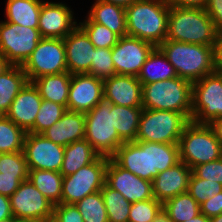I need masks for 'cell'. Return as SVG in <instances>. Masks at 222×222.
I'll return each mask as SVG.
<instances>
[{
  "mask_svg": "<svg viewBox=\"0 0 222 222\" xmlns=\"http://www.w3.org/2000/svg\"><path fill=\"white\" fill-rule=\"evenodd\" d=\"M27 82V76L20 65H11L0 75V115L6 114Z\"/></svg>",
  "mask_w": 222,
  "mask_h": 222,
  "instance_id": "f1b7e54d",
  "label": "cell"
},
{
  "mask_svg": "<svg viewBox=\"0 0 222 222\" xmlns=\"http://www.w3.org/2000/svg\"><path fill=\"white\" fill-rule=\"evenodd\" d=\"M142 111L143 107H126L112 104L113 126L124 143L136 141Z\"/></svg>",
  "mask_w": 222,
  "mask_h": 222,
  "instance_id": "f546056e",
  "label": "cell"
},
{
  "mask_svg": "<svg viewBox=\"0 0 222 222\" xmlns=\"http://www.w3.org/2000/svg\"><path fill=\"white\" fill-rule=\"evenodd\" d=\"M158 48L173 65L177 76L192 83L218 70L216 46L166 39Z\"/></svg>",
  "mask_w": 222,
  "mask_h": 222,
  "instance_id": "7a4b0ae2",
  "label": "cell"
},
{
  "mask_svg": "<svg viewBox=\"0 0 222 222\" xmlns=\"http://www.w3.org/2000/svg\"><path fill=\"white\" fill-rule=\"evenodd\" d=\"M216 62L218 70L222 71V32L218 33L216 44Z\"/></svg>",
  "mask_w": 222,
  "mask_h": 222,
  "instance_id": "f907efd6",
  "label": "cell"
},
{
  "mask_svg": "<svg viewBox=\"0 0 222 222\" xmlns=\"http://www.w3.org/2000/svg\"><path fill=\"white\" fill-rule=\"evenodd\" d=\"M71 75L67 71L45 75L34 79L32 82L37 87L43 100H49L67 108Z\"/></svg>",
  "mask_w": 222,
  "mask_h": 222,
  "instance_id": "d4e9b609",
  "label": "cell"
},
{
  "mask_svg": "<svg viewBox=\"0 0 222 222\" xmlns=\"http://www.w3.org/2000/svg\"><path fill=\"white\" fill-rule=\"evenodd\" d=\"M170 6L166 1H135L125 9L127 35L158 47L166 40Z\"/></svg>",
  "mask_w": 222,
  "mask_h": 222,
  "instance_id": "3957f363",
  "label": "cell"
},
{
  "mask_svg": "<svg viewBox=\"0 0 222 222\" xmlns=\"http://www.w3.org/2000/svg\"><path fill=\"white\" fill-rule=\"evenodd\" d=\"M111 158L120 167L152 182L159 172L180 162L179 145L144 141L125 142Z\"/></svg>",
  "mask_w": 222,
  "mask_h": 222,
  "instance_id": "6da1fadb",
  "label": "cell"
},
{
  "mask_svg": "<svg viewBox=\"0 0 222 222\" xmlns=\"http://www.w3.org/2000/svg\"><path fill=\"white\" fill-rule=\"evenodd\" d=\"M222 117V71L206 75L192 84V122L209 124Z\"/></svg>",
  "mask_w": 222,
  "mask_h": 222,
  "instance_id": "9c48e42d",
  "label": "cell"
},
{
  "mask_svg": "<svg viewBox=\"0 0 222 222\" xmlns=\"http://www.w3.org/2000/svg\"><path fill=\"white\" fill-rule=\"evenodd\" d=\"M136 1H166V0H136Z\"/></svg>",
  "mask_w": 222,
  "mask_h": 222,
  "instance_id": "91938a15",
  "label": "cell"
},
{
  "mask_svg": "<svg viewBox=\"0 0 222 222\" xmlns=\"http://www.w3.org/2000/svg\"><path fill=\"white\" fill-rule=\"evenodd\" d=\"M66 110L67 108L64 105L49 100H42L34 127L29 132L33 134H42L47 128L57 122Z\"/></svg>",
  "mask_w": 222,
  "mask_h": 222,
  "instance_id": "8d00e7d4",
  "label": "cell"
},
{
  "mask_svg": "<svg viewBox=\"0 0 222 222\" xmlns=\"http://www.w3.org/2000/svg\"><path fill=\"white\" fill-rule=\"evenodd\" d=\"M187 192L197 201L200 205L208 198L222 192V184L206 179L197 178L191 173L188 183Z\"/></svg>",
  "mask_w": 222,
  "mask_h": 222,
  "instance_id": "f35d334b",
  "label": "cell"
},
{
  "mask_svg": "<svg viewBox=\"0 0 222 222\" xmlns=\"http://www.w3.org/2000/svg\"><path fill=\"white\" fill-rule=\"evenodd\" d=\"M100 155L86 139L75 141L65 146L64 159L60 169L63 176L71 175L94 162Z\"/></svg>",
  "mask_w": 222,
  "mask_h": 222,
  "instance_id": "484cf974",
  "label": "cell"
},
{
  "mask_svg": "<svg viewBox=\"0 0 222 222\" xmlns=\"http://www.w3.org/2000/svg\"><path fill=\"white\" fill-rule=\"evenodd\" d=\"M12 218L10 198L0 194V222H8Z\"/></svg>",
  "mask_w": 222,
  "mask_h": 222,
  "instance_id": "7dc6e473",
  "label": "cell"
},
{
  "mask_svg": "<svg viewBox=\"0 0 222 222\" xmlns=\"http://www.w3.org/2000/svg\"><path fill=\"white\" fill-rule=\"evenodd\" d=\"M191 173L192 169L181 161L159 172L152 181L154 198L164 203L172 197L186 193Z\"/></svg>",
  "mask_w": 222,
  "mask_h": 222,
  "instance_id": "7402d4cb",
  "label": "cell"
},
{
  "mask_svg": "<svg viewBox=\"0 0 222 222\" xmlns=\"http://www.w3.org/2000/svg\"><path fill=\"white\" fill-rule=\"evenodd\" d=\"M208 16L214 22L217 33L222 32V0H207L204 7Z\"/></svg>",
  "mask_w": 222,
  "mask_h": 222,
  "instance_id": "bcb514c9",
  "label": "cell"
},
{
  "mask_svg": "<svg viewBox=\"0 0 222 222\" xmlns=\"http://www.w3.org/2000/svg\"><path fill=\"white\" fill-rule=\"evenodd\" d=\"M163 209V203L156 198L132 203L128 222H153Z\"/></svg>",
  "mask_w": 222,
  "mask_h": 222,
  "instance_id": "ab89813d",
  "label": "cell"
},
{
  "mask_svg": "<svg viewBox=\"0 0 222 222\" xmlns=\"http://www.w3.org/2000/svg\"><path fill=\"white\" fill-rule=\"evenodd\" d=\"M28 179L53 204H61L63 175L50 170H29Z\"/></svg>",
  "mask_w": 222,
  "mask_h": 222,
  "instance_id": "4dcf8cb0",
  "label": "cell"
},
{
  "mask_svg": "<svg viewBox=\"0 0 222 222\" xmlns=\"http://www.w3.org/2000/svg\"><path fill=\"white\" fill-rule=\"evenodd\" d=\"M108 157L99 156L94 162L81 167L77 172L63 176V204H75L85 196L101 191L105 184Z\"/></svg>",
  "mask_w": 222,
  "mask_h": 222,
  "instance_id": "8fae6325",
  "label": "cell"
},
{
  "mask_svg": "<svg viewBox=\"0 0 222 222\" xmlns=\"http://www.w3.org/2000/svg\"><path fill=\"white\" fill-rule=\"evenodd\" d=\"M14 218L30 219L36 222L53 216L54 205L27 179L9 197Z\"/></svg>",
  "mask_w": 222,
  "mask_h": 222,
  "instance_id": "4fadbf2b",
  "label": "cell"
},
{
  "mask_svg": "<svg viewBox=\"0 0 222 222\" xmlns=\"http://www.w3.org/2000/svg\"><path fill=\"white\" fill-rule=\"evenodd\" d=\"M44 0H7V22L25 27L38 28L41 6Z\"/></svg>",
  "mask_w": 222,
  "mask_h": 222,
  "instance_id": "4316f807",
  "label": "cell"
},
{
  "mask_svg": "<svg viewBox=\"0 0 222 222\" xmlns=\"http://www.w3.org/2000/svg\"><path fill=\"white\" fill-rule=\"evenodd\" d=\"M155 46L129 35L119 38L112 48V61L116 74L137 77L148 55Z\"/></svg>",
  "mask_w": 222,
  "mask_h": 222,
  "instance_id": "9a60e30c",
  "label": "cell"
},
{
  "mask_svg": "<svg viewBox=\"0 0 222 222\" xmlns=\"http://www.w3.org/2000/svg\"><path fill=\"white\" fill-rule=\"evenodd\" d=\"M210 222H222V214L211 217Z\"/></svg>",
  "mask_w": 222,
  "mask_h": 222,
  "instance_id": "6f0895ef",
  "label": "cell"
},
{
  "mask_svg": "<svg viewBox=\"0 0 222 222\" xmlns=\"http://www.w3.org/2000/svg\"><path fill=\"white\" fill-rule=\"evenodd\" d=\"M107 3H112L114 5H118L121 6L123 8H127L129 7L133 2H135L136 0H101Z\"/></svg>",
  "mask_w": 222,
  "mask_h": 222,
  "instance_id": "816d5d0a",
  "label": "cell"
},
{
  "mask_svg": "<svg viewBox=\"0 0 222 222\" xmlns=\"http://www.w3.org/2000/svg\"><path fill=\"white\" fill-rule=\"evenodd\" d=\"M26 134L5 115H0V154L23 151Z\"/></svg>",
  "mask_w": 222,
  "mask_h": 222,
  "instance_id": "d6a6232c",
  "label": "cell"
},
{
  "mask_svg": "<svg viewBox=\"0 0 222 222\" xmlns=\"http://www.w3.org/2000/svg\"><path fill=\"white\" fill-rule=\"evenodd\" d=\"M0 173L8 176H28L29 170L23 151L1 153Z\"/></svg>",
  "mask_w": 222,
  "mask_h": 222,
  "instance_id": "60d3db41",
  "label": "cell"
},
{
  "mask_svg": "<svg viewBox=\"0 0 222 222\" xmlns=\"http://www.w3.org/2000/svg\"><path fill=\"white\" fill-rule=\"evenodd\" d=\"M175 77H177V73L173 65L158 47H155L148 55L137 76L142 85Z\"/></svg>",
  "mask_w": 222,
  "mask_h": 222,
  "instance_id": "83f0119b",
  "label": "cell"
},
{
  "mask_svg": "<svg viewBox=\"0 0 222 222\" xmlns=\"http://www.w3.org/2000/svg\"><path fill=\"white\" fill-rule=\"evenodd\" d=\"M105 184L119 191L130 203L153 199L152 182L141 179L120 167L112 158L108 159Z\"/></svg>",
  "mask_w": 222,
  "mask_h": 222,
  "instance_id": "2e32d148",
  "label": "cell"
},
{
  "mask_svg": "<svg viewBox=\"0 0 222 222\" xmlns=\"http://www.w3.org/2000/svg\"><path fill=\"white\" fill-rule=\"evenodd\" d=\"M73 14L65 3L44 1L38 25L41 37L64 39L78 26Z\"/></svg>",
  "mask_w": 222,
  "mask_h": 222,
  "instance_id": "e0dca14e",
  "label": "cell"
},
{
  "mask_svg": "<svg viewBox=\"0 0 222 222\" xmlns=\"http://www.w3.org/2000/svg\"><path fill=\"white\" fill-rule=\"evenodd\" d=\"M53 217L58 222H84L75 204H57L53 207Z\"/></svg>",
  "mask_w": 222,
  "mask_h": 222,
  "instance_id": "7bdbcfd3",
  "label": "cell"
},
{
  "mask_svg": "<svg viewBox=\"0 0 222 222\" xmlns=\"http://www.w3.org/2000/svg\"><path fill=\"white\" fill-rule=\"evenodd\" d=\"M103 94L113 105L142 107V84L135 76L115 74L104 80Z\"/></svg>",
  "mask_w": 222,
  "mask_h": 222,
  "instance_id": "ffe728a7",
  "label": "cell"
},
{
  "mask_svg": "<svg viewBox=\"0 0 222 222\" xmlns=\"http://www.w3.org/2000/svg\"><path fill=\"white\" fill-rule=\"evenodd\" d=\"M10 66L11 64L0 54V75Z\"/></svg>",
  "mask_w": 222,
  "mask_h": 222,
  "instance_id": "db71d44e",
  "label": "cell"
},
{
  "mask_svg": "<svg viewBox=\"0 0 222 222\" xmlns=\"http://www.w3.org/2000/svg\"><path fill=\"white\" fill-rule=\"evenodd\" d=\"M192 82L175 77L142 85V107L182 113L192 120Z\"/></svg>",
  "mask_w": 222,
  "mask_h": 222,
  "instance_id": "5b68a950",
  "label": "cell"
},
{
  "mask_svg": "<svg viewBox=\"0 0 222 222\" xmlns=\"http://www.w3.org/2000/svg\"><path fill=\"white\" fill-rule=\"evenodd\" d=\"M207 0H166L170 7L204 8Z\"/></svg>",
  "mask_w": 222,
  "mask_h": 222,
  "instance_id": "c3c4849f",
  "label": "cell"
},
{
  "mask_svg": "<svg viewBox=\"0 0 222 222\" xmlns=\"http://www.w3.org/2000/svg\"><path fill=\"white\" fill-rule=\"evenodd\" d=\"M200 213L209 218L222 214V192L200 204Z\"/></svg>",
  "mask_w": 222,
  "mask_h": 222,
  "instance_id": "f6af8a7d",
  "label": "cell"
},
{
  "mask_svg": "<svg viewBox=\"0 0 222 222\" xmlns=\"http://www.w3.org/2000/svg\"><path fill=\"white\" fill-rule=\"evenodd\" d=\"M78 208L84 222H109L101 191L85 196L77 201Z\"/></svg>",
  "mask_w": 222,
  "mask_h": 222,
  "instance_id": "e575fe53",
  "label": "cell"
},
{
  "mask_svg": "<svg viewBox=\"0 0 222 222\" xmlns=\"http://www.w3.org/2000/svg\"><path fill=\"white\" fill-rule=\"evenodd\" d=\"M8 222H36L34 220H30V219H22V218H12L10 221Z\"/></svg>",
  "mask_w": 222,
  "mask_h": 222,
  "instance_id": "9f6ffc18",
  "label": "cell"
},
{
  "mask_svg": "<svg viewBox=\"0 0 222 222\" xmlns=\"http://www.w3.org/2000/svg\"><path fill=\"white\" fill-rule=\"evenodd\" d=\"M42 222H58V221L52 216V217H49V218L43 220Z\"/></svg>",
  "mask_w": 222,
  "mask_h": 222,
  "instance_id": "680465c9",
  "label": "cell"
},
{
  "mask_svg": "<svg viewBox=\"0 0 222 222\" xmlns=\"http://www.w3.org/2000/svg\"><path fill=\"white\" fill-rule=\"evenodd\" d=\"M103 98V80L87 73L71 75L68 110L86 113Z\"/></svg>",
  "mask_w": 222,
  "mask_h": 222,
  "instance_id": "ac0fdd59",
  "label": "cell"
},
{
  "mask_svg": "<svg viewBox=\"0 0 222 222\" xmlns=\"http://www.w3.org/2000/svg\"><path fill=\"white\" fill-rule=\"evenodd\" d=\"M22 68L29 82L45 75L67 72L64 39L42 37Z\"/></svg>",
  "mask_w": 222,
  "mask_h": 222,
  "instance_id": "30bf717a",
  "label": "cell"
},
{
  "mask_svg": "<svg viewBox=\"0 0 222 222\" xmlns=\"http://www.w3.org/2000/svg\"><path fill=\"white\" fill-rule=\"evenodd\" d=\"M42 98L33 82H27L10 105L5 116L28 133L33 127Z\"/></svg>",
  "mask_w": 222,
  "mask_h": 222,
  "instance_id": "d6986e66",
  "label": "cell"
},
{
  "mask_svg": "<svg viewBox=\"0 0 222 222\" xmlns=\"http://www.w3.org/2000/svg\"><path fill=\"white\" fill-rule=\"evenodd\" d=\"M185 222H210V218L200 213L198 216L194 217L191 220L189 219L188 221Z\"/></svg>",
  "mask_w": 222,
  "mask_h": 222,
  "instance_id": "11a10c76",
  "label": "cell"
},
{
  "mask_svg": "<svg viewBox=\"0 0 222 222\" xmlns=\"http://www.w3.org/2000/svg\"><path fill=\"white\" fill-rule=\"evenodd\" d=\"M87 17L92 21L108 27L120 38L127 35L125 8L95 0Z\"/></svg>",
  "mask_w": 222,
  "mask_h": 222,
  "instance_id": "cb8c5ba5",
  "label": "cell"
},
{
  "mask_svg": "<svg viewBox=\"0 0 222 222\" xmlns=\"http://www.w3.org/2000/svg\"><path fill=\"white\" fill-rule=\"evenodd\" d=\"M87 74L103 81L114 76L116 71L112 61V49L95 48L90 71Z\"/></svg>",
  "mask_w": 222,
  "mask_h": 222,
  "instance_id": "74e56055",
  "label": "cell"
},
{
  "mask_svg": "<svg viewBox=\"0 0 222 222\" xmlns=\"http://www.w3.org/2000/svg\"><path fill=\"white\" fill-rule=\"evenodd\" d=\"M163 210L172 222H185L200 214V205L186 192L166 200Z\"/></svg>",
  "mask_w": 222,
  "mask_h": 222,
  "instance_id": "1f68e13d",
  "label": "cell"
},
{
  "mask_svg": "<svg viewBox=\"0 0 222 222\" xmlns=\"http://www.w3.org/2000/svg\"><path fill=\"white\" fill-rule=\"evenodd\" d=\"M192 173L201 179L216 181L222 184V157L218 160L199 164L192 169Z\"/></svg>",
  "mask_w": 222,
  "mask_h": 222,
  "instance_id": "b9f144b4",
  "label": "cell"
},
{
  "mask_svg": "<svg viewBox=\"0 0 222 222\" xmlns=\"http://www.w3.org/2000/svg\"><path fill=\"white\" fill-rule=\"evenodd\" d=\"M189 122L179 112L143 109L136 141L179 144L183 129Z\"/></svg>",
  "mask_w": 222,
  "mask_h": 222,
  "instance_id": "52a82bcc",
  "label": "cell"
},
{
  "mask_svg": "<svg viewBox=\"0 0 222 222\" xmlns=\"http://www.w3.org/2000/svg\"><path fill=\"white\" fill-rule=\"evenodd\" d=\"M65 147L50 141L42 134L28 132L25 137L23 153L28 170H50L60 172Z\"/></svg>",
  "mask_w": 222,
  "mask_h": 222,
  "instance_id": "5bb4252c",
  "label": "cell"
},
{
  "mask_svg": "<svg viewBox=\"0 0 222 222\" xmlns=\"http://www.w3.org/2000/svg\"><path fill=\"white\" fill-rule=\"evenodd\" d=\"M109 222H128L130 203L119 191L104 184L101 190Z\"/></svg>",
  "mask_w": 222,
  "mask_h": 222,
  "instance_id": "836d02e7",
  "label": "cell"
},
{
  "mask_svg": "<svg viewBox=\"0 0 222 222\" xmlns=\"http://www.w3.org/2000/svg\"><path fill=\"white\" fill-rule=\"evenodd\" d=\"M153 222H172L169 215L162 209Z\"/></svg>",
  "mask_w": 222,
  "mask_h": 222,
  "instance_id": "f5cc1de1",
  "label": "cell"
},
{
  "mask_svg": "<svg viewBox=\"0 0 222 222\" xmlns=\"http://www.w3.org/2000/svg\"><path fill=\"white\" fill-rule=\"evenodd\" d=\"M67 71L83 74L90 71L95 46L86 33L77 26L64 38Z\"/></svg>",
  "mask_w": 222,
  "mask_h": 222,
  "instance_id": "44dd1931",
  "label": "cell"
},
{
  "mask_svg": "<svg viewBox=\"0 0 222 222\" xmlns=\"http://www.w3.org/2000/svg\"><path fill=\"white\" fill-rule=\"evenodd\" d=\"M85 18L78 26L86 33L95 48L112 49L118 43L120 37L108 27L92 22L88 17Z\"/></svg>",
  "mask_w": 222,
  "mask_h": 222,
  "instance_id": "d590c367",
  "label": "cell"
},
{
  "mask_svg": "<svg viewBox=\"0 0 222 222\" xmlns=\"http://www.w3.org/2000/svg\"><path fill=\"white\" fill-rule=\"evenodd\" d=\"M100 155L111 158L124 142L113 126L112 103L104 98L85 113V137Z\"/></svg>",
  "mask_w": 222,
  "mask_h": 222,
  "instance_id": "ba28073f",
  "label": "cell"
},
{
  "mask_svg": "<svg viewBox=\"0 0 222 222\" xmlns=\"http://www.w3.org/2000/svg\"><path fill=\"white\" fill-rule=\"evenodd\" d=\"M41 38L38 28L0 21V54L11 65L22 66Z\"/></svg>",
  "mask_w": 222,
  "mask_h": 222,
  "instance_id": "7c38bea8",
  "label": "cell"
},
{
  "mask_svg": "<svg viewBox=\"0 0 222 222\" xmlns=\"http://www.w3.org/2000/svg\"><path fill=\"white\" fill-rule=\"evenodd\" d=\"M208 126L213 130V133L220 142L222 148V117L212 120Z\"/></svg>",
  "mask_w": 222,
  "mask_h": 222,
  "instance_id": "681fc988",
  "label": "cell"
},
{
  "mask_svg": "<svg viewBox=\"0 0 222 222\" xmlns=\"http://www.w3.org/2000/svg\"><path fill=\"white\" fill-rule=\"evenodd\" d=\"M28 176H8L0 173V194L10 197Z\"/></svg>",
  "mask_w": 222,
  "mask_h": 222,
  "instance_id": "ee69618b",
  "label": "cell"
},
{
  "mask_svg": "<svg viewBox=\"0 0 222 222\" xmlns=\"http://www.w3.org/2000/svg\"><path fill=\"white\" fill-rule=\"evenodd\" d=\"M218 33L204 8L170 7L167 40L216 46Z\"/></svg>",
  "mask_w": 222,
  "mask_h": 222,
  "instance_id": "277c9868",
  "label": "cell"
},
{
  "mask_svg": "<svg viewBox=\"0 0 222 222\" xmlns=\"http://www.w3.org/2000/svg\"><path fill=\"white\" fill-rule=\"evenodd\" d=\"M42 135L64 147L75 141L83 140L85 137V113L67 109L62 117L47 128Z\"/></svg>",
  "mask_w": 222,
  "mask_h": 222,
  "instance_id": "603a6c76",
  "label": "cell"
},
{
  "mask_svg": "<svg viewBox=\"0 0 222 222\" xmlns=\"http://www.w3.org/2000/svg\"><path fill=\"white\" fill-rule=\"evenodd\" d=\"M178 145L180 161L191 169L222 157L220 142L208 124L190 121L184 127Z\"/></svg>",
  "mask_w": 222,
  "mask_h": 222,
  "instance_id": "8992f818",
  "label": "cell"
}]
</instances>
